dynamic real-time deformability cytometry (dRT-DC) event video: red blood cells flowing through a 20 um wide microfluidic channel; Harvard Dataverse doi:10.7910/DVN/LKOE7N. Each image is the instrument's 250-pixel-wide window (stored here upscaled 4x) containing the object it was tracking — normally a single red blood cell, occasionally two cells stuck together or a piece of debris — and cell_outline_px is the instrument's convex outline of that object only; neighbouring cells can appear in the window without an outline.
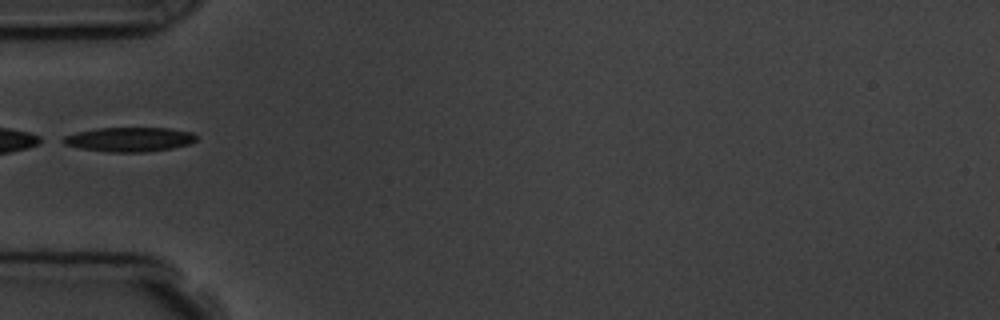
{"species": "common noctule bat (a hibernating species)", "species_latin": "Nyctalus noctula", "temperature_condition": "room temperature", "stored_images_in_passage": 6, "camera_frame_rate_fps": 3000, "um_per_image_px": 0.085, "animal": {"sex": "male", "body_mass_g": 19.5, "forearm_length_mm": 54.6}, "frame": {"image": 1, "passage_image": 5, "time_ms": 5.333, "image_size_px": [1000, 320], "cell_outline_px": [[196, 140], [188, 144], [172, 148], [148, 152], [108, 152], [80, 148], [64, 144], [56, 140], [64, 136], [76, 132], [96, 128], [168, 128], [192, 132], [196, 136]], "centroid_in_image_um": [10.93, 11.85], "position_along_channel_um": 74.1, "area_um2": 19.07}}